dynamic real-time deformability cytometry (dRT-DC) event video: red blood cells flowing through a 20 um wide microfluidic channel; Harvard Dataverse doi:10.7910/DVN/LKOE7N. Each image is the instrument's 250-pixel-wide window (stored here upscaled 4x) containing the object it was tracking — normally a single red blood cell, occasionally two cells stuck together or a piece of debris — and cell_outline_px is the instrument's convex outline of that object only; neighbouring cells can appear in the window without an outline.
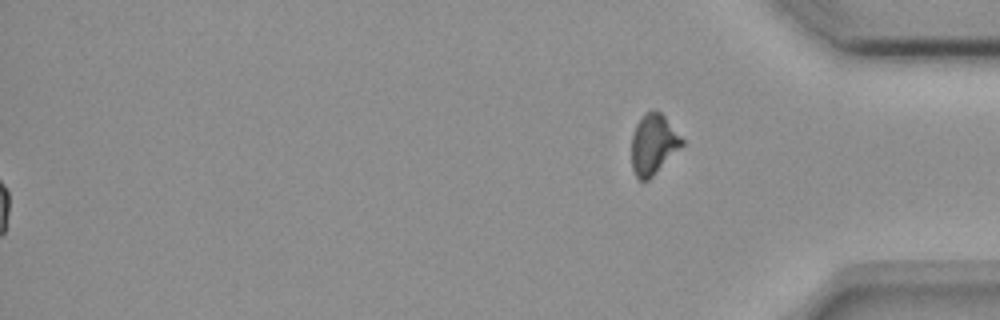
{"species": "common noctule bat (a hibernating species)", "species_latin": "Nyctalus noctula", "temperature_condition": "room temperature", "stored_images_in_passage": 55, "segment_of_instrument_passage": [2, 2], "camera_frame_rate_fps": 3000, "um_per_image_px": 0.085, "animal": {"sex": "female", "body_mass_g": 18.4}, "frame": {"image": 1, "passage_image": 55, "time_ms": 18.0, "image_size_px": [1000, 320], "cell_outline_px": [[684, 144], [648, 180], [640, 180], [636, 176], [632, 168], [632, 132], [636, 124], [644, 112], [652, 108], [660, 112], [664, 116], [684, 140]], "centroid_in_image_um": [55.52, 12.22], "position_along_channel_um": 379.7, "area_um2": 17.63}}